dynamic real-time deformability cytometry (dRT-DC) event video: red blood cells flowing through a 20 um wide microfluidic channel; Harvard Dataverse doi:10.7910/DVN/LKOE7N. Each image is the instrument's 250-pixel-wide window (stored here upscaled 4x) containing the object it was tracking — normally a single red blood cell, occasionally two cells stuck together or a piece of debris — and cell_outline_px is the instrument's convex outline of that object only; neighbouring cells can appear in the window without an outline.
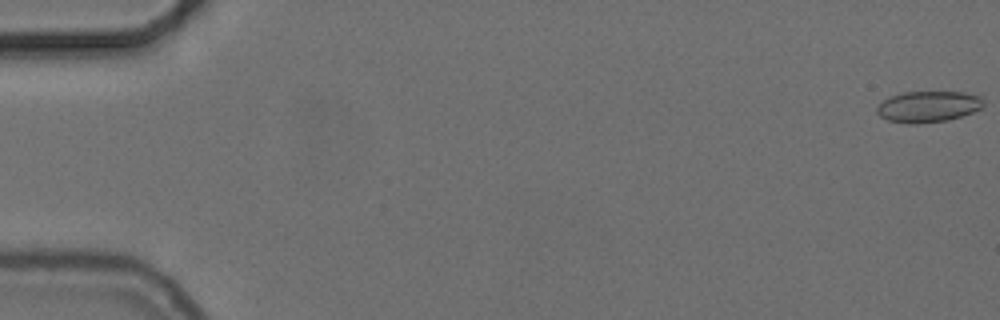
{"species": "common noctule bat (a hibernating species)", "species_latin": "Nyctalus noctula", "temperature_condition": "cold", "stored_images_in_passage": 22, "camera_frame_rate_fps": 3000, "um_per_image_px": 0.085, "animal": {"sex": "female", "body_mass_g": 24.6, "forearm_length_mm": 56.2}, "frame": {"image": 1, "passage_image": 1, "time_ms": 0.0, "image_size_px": [1000, 320], "cell_outline_px": [[984, 104], [980, 108], [972, 112], [948, 120], [916, 124], [908, 124], [888, 120], [880, 116], [876, 112], [876, 108], [884, 100], [892, 96], [904, 92], [964, 92], [984, 96]], "centroid_in_image_um": [78.92, 9.06], "position_along_channel_um": 6.1, "area_um2": 19.36}}
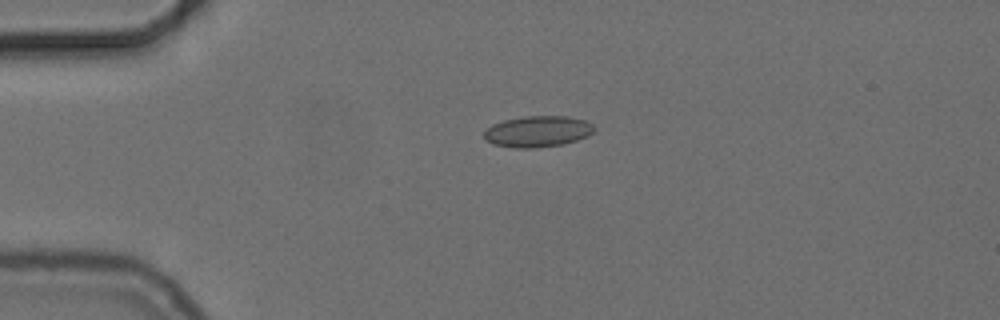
{"frame": {"image": 2, "passage_image": 14, "time_ms": 4.333, "image_size_px": [1000, 320], "cell_outline_px": [[596, 128], [588, 136], [564, 144], [536, 148], [516, 148], [492, 144], [484, 140], [484, 132], [492, 124], [504, 120], [524, 116], [568, 116], [584, 120], [592, 124]], "centroid_in_image_um": [45.69, 11.18], "position_along_channel_um": 39.3, "area_um2": 20.11}}
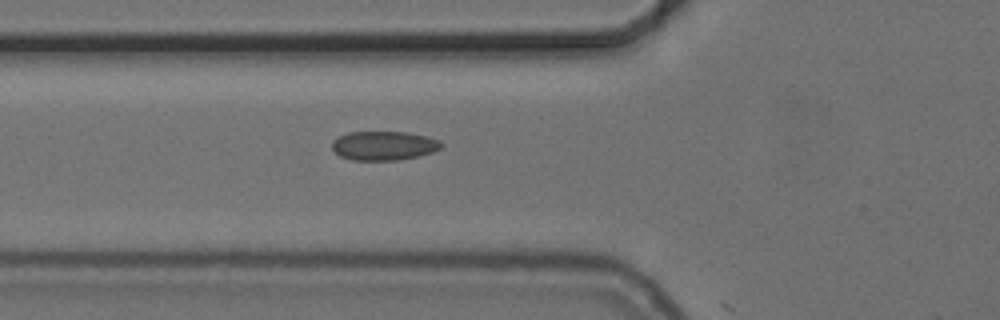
{"frame": {"image": 3, "passage_image": 21, "time_ms": 6.667, "image_size_px": [1000, 320], "cell_outline_px": [[444, 144], [440, 148], [432, 152], [400, 160], [352, 160], [340, 156], [332, 148], [332, 140], [348, 132], [408, 132], [440, 140]], "centroid_in_image_um": [32.62, 12.38], "position_along_channel_um": 93.2, "area_um2": 18.44}}